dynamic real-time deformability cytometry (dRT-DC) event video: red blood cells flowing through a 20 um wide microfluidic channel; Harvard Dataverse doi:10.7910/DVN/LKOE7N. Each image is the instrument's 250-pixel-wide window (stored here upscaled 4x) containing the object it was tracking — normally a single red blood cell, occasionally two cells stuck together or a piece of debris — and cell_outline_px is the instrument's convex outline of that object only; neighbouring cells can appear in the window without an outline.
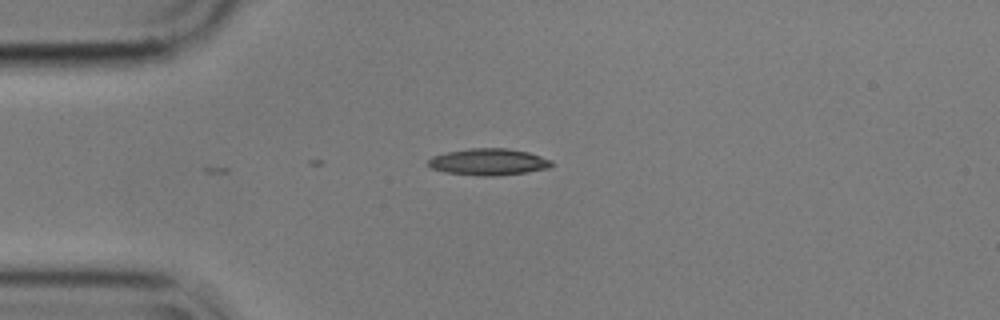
{"species": "common noctule bat (a hibernating species)", "species_latin": "Nyctalus noctula", "temperature_condition": "cold", "stored_images_in_passage": 4, "camera_frame_rate_fps": 3000, "um_per_image_px": 0.085, "animal": {"sex": "male", "body_mass_g": 17.9}, "frame": {"image": 1, "passage_image": 1, "time_ms": 0.0, "image_size_px": [1000, 320], "cell_outline_px": [[552, 164], [548, 168], [528, 172], [496, 176], [476, 176], [444, 172], [432, 168], [428, 164], [428, 160], [432, 156], [444, 152], [472, 148], [508, 148], [528, 152], [552, 160]], "centroid_in_image_um": [41.5, 13.76], "position_along_channel_um": 43.5, "area_um2": 19.31}}